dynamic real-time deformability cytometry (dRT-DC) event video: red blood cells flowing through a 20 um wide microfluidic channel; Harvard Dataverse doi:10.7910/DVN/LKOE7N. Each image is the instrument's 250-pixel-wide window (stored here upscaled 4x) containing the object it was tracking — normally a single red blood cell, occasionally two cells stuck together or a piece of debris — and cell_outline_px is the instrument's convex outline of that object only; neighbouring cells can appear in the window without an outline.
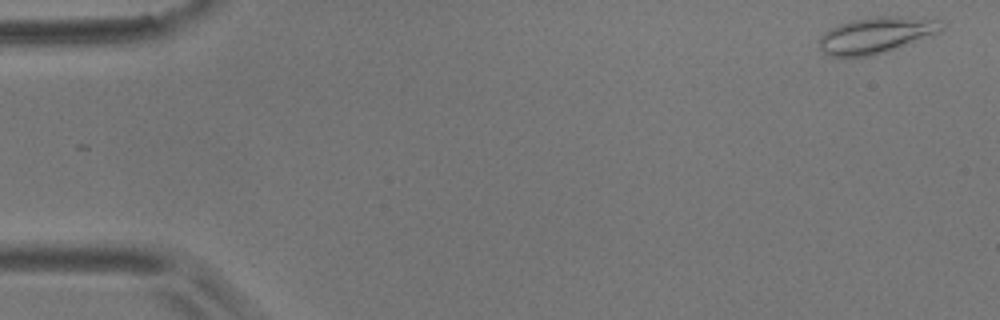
{"species": "common noctule bat (a hibernating species)", "species_latin": "Nyctalus noctula", "temperature_condition": "room temperature", "stored_images_in_passage": 5, "camera_frame_rate_fps": 3000, "um_per_image_px": 0.085, "animal": {"sex": "male", "body_mass_g": 17.9}, "frame": {"image": 1, "passage_image": 1, "time_ms": 0.0, "image_size_px": [1000, 320], "cell_outline_px": [[944, 32], [872, 56], [832, 56], [824, 52], [820, 48], [816, 40], [824, 32], [840, 24], [852, 20], [880, 16], [900, 16], [944, 20]], "centroid_in_image_um": [74.54, 2.97], "position_along_channel_um": 10.5, "area_um2": 26.01}}